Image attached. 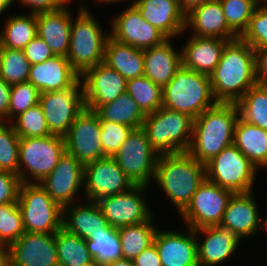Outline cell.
Instances as JSON below:
<instances>
[{"instance_id":"cell-1","label":"cell","mask_w":267,"mask_h":266,"mask_svg":"<svg viewBox=\"0 0 267 266\" xmlns=\"http://www.w3.org/2000/svg\"><path fill=\"white\" fill-rule=\"evenodd\" d=\"M209 77L213 96L218 103H237L258 84L254 48L240 37L228 41Z\"/></svg>"},{"instance_id":"cell-2","label":"cell","mask_w":267,"mask_h":266,"mask_svg":"<svg viewBox=\"0 0 267 266\" xmlns=\"http://www.w3.org/2000/svg\"><path fill=\"white\" fill-rule=\"evenodd\" d=\"M239 118L236 103H217L194 119L193 132L187 152L206 164L224 148L233 144L234 130Z\"/></svg>"},{"instance_id":"cell-3","label":"cell","mask_w":267,"mask_h":266,"mask_svg":"<svg viewBox=\"0 0 267 266\" xmlns=\"http://www.w3.org/2000/svg\"><path fill=\"white\" fill-rule=\"evenodd\" d=\"M153 179L180 214L206 179L205 164L188 152L160 154Z\"/></svg>"},{"instance_id":"cell-4","label":"cell","mask_w":267,"mask_h":266,"mask_svg":"<svg viewBox=\"0 0 267 266\" xmlns=\"http://www.w3.org/2000/svg\"><path fill=\"white\" fill-rule=\"evenodd\" d=\"M162 93V107L194 119L218 103L212 93L210 77L183 66L162 88Z\"/></svg>"},{"instance_id":"cell-5","label":"cell","mask_w":267,"mask_h":266,"mask_svg":"<svg viewBox=\"0 0 267 266\" xmlns=\"http://www.w3.org/2000/svg\"><path fill=\"white\" fill-rule=\"evenodd\" d=\"M87 8L80 4L76 18L72 19L69 52L66 56L80 76L103 62L105 44L110 36Z\"/></svg>"},{"instance_id":"cell-6","label":"cell","mask_w":267,"mask_h":266,"mask_svg":"<svg viewBox=\"0 0 267 266\" xmlns=\"http://www.w3.org/2000/svg\"><path fill=\"white\" fill-rule=\"evenodd\" d=\"M194 118L188 114L160 107L147 114L142 124L150 145L160 154L187 152Z\"/></svg>"},{"instance_id":"cell-7","label":"cell","mask_w":267,"mask_h":266,"mask_svg":"<svg viewBox=\"0 0 267 266\" xmlns=\"http://www.w3.org/2000/svg\"><path fill=\"white\" fill-rule=\"evenodd\" d=\"M65 152L62 136L20 138L18 177L21 183H40Z\"/></svg>"},{"instance_id":"cell-8","label":"cell","mask_w":267,"mask_h":266,"mask_svg":"<svg viewBox=\"0 0 267 266\" xmlns=\"http://www.w3.org/2000/svg\"><path fill=\"white\" fill-rule=\"evenodd\" d=\"M17 203L26 232L55 234L62 228L63 208L39 183H21Z\"/></svg>"},{"instance_id":"cell-9","label":"cell","mask_w":267,"mask_h":266,"mask_svg":"<svg viewBox=\"0 0 267 266\" xmlns=\"http://www.w3.org/2000/svg\"><path fill=\"white\" fill-rule=\"evenodd\" d=\"M206 179L235 193L253 192L257 168L234 145L205 164Z\"/></svg>"},{"instance_id":"cell-10","label":"cell","mask_w":267,"mask_h":266,"mask_svg":"<svg viewBox=\"0 0 267 266\" xmlns=\"http://www.w3.org/2000/svg\"><path fill=\"white\" fill-rule=\"evenodd\" d=\"M158 157L142 128L133 129L113 156L132 184L142 186L154 178Z\"/></svg>"},{"instance_id":"cell-11","label":"cell","mask_w":267,"mask_h":266,"mask_svg":"<svg viewBox=\"0 0 267 266\" xmlns=\"http://www.w3.org/2000/svg\"><path fill=\"white\" fill-rule=\"evenodd\" d=\"M234 193L205 179L180 213L186 227L194 230L220 225L229 199Z\"/></svg>"},{"instance_id":"cell-12","label":"cell","mask_w":267,"mask_h":266,"mask_svg":"<svg viewBox=\"0 0 267 266\" xmlns=\"http://www.w3.org/2000/svg\"><path fill=\"white\" fill-rule=\"evenodd\" d=\"M39 104L51 134L64 137L85 109L81 78L70 88L40 93Z\"/></svg>"},{"instance_id":"cell-13","label":"cell","mask_w":267,"mask_h":266,"mask_svg":"<svg viewBox=\"0 0 267 266\" xmlns=\"http://www.w3.org/2000/svg\"><path fill=\"white\" fill-rule=\"evenodd\" d=\"M146 188L148 186L134 185L127 192L106 196L96 201L111 227L136 225L153 217L151 207L145 199Z\"/></svg>"},{"instance_id":"cell-14","label":"cell","mask_w":267,"mask_h":266,"mask_svg":"<svg viewBox=\"0 0 267 266\" xmlns=\"http://www.w3.org/2000/svg\"><path fill=\"white\" fill-rule=\"evenodd\" d=\"M99 115L85 108L64 136L66 152L82 165L106 157L101 147Z\"/></svg>"},{"instance_id":"cell-15","label":"cell","mask_w":267,"mask_h":266,"mask_svg":"<svg viewBox=\"0 0 267 266\" xmlns=\"http://www.w3.org/2000/svg\"><path fill=\"white\" fill-rule=\"evenodd\" d=\"M133 186L113 157L106 156L84 165V200L96 202L127 192Z\"/></svg>"},{"instance_id":"cell-16","label":"cell","mask_w":267,"mask_h":266,"mask_svg":"<svg viewBox=\"0 0 267 266\" xmlns=\"http://www.w3.org/2000/svg\"><path fill=\"white\" fill-rule=\"evenodd\" d=\"M111 19L110 37L137 49L146 50L168 39L156 27L144 20L132 4Z\"/></svg>"},{"instance_id":"cell-17","label":"cell","mask_w":267,"mask_h":266,"mask_svg":"<svg viewBox=\"0 0 267 266\" xmlns=\"http://www.w3.org/2000/svg\"><path fill=\"white\" fill-rule=\"evenodd\" d=\"M39 184L62 208L71 205L75 203L81 187H84V165L65 152L52 172Z\"/></svg>"},{"instance_id":"cell-18","label":"cell","mask_w":267,"mask_h":266,"mask_svg":"<svg viewBox=\"0 0 267 266\" xmlns=\"http://www.w3.org/2000/svg\"><path fill=\"white\" fill-rule=\"evenodd\" d=\"M81 81L85 108L92 111L126 92L127 80L103 62L88 69L81 76Z\"/></svg>"},{"instance_id":"cell-19","label":"cell","mask_w":267,"mask_h":266,"mask_svg":"<svg viewBox=\"0 0 267 266\" xmlns=\"http://www.w3.org/2000/svg\"><path fill=\"white\" fill-rule=\"evenodd\" d=\"M186 228V233L157 229L153 243L162 266H199L194 229Z\"/></svg>"},{"instance_id":"cell-20","label":"cell","mask_w":267,"mask_h":266,"mask_svg":"<svg viewBox=\"0 0 267 266\" xmlns=\"http://www.w3.org/2000/svg\"><path fill=\"white\" fill-rule=\"evenodd\" d=\"M11 266H59L55 234L25 232L10 245Z\"/></svg>"},{"instance_id":"cell-21","label":"cell","mask_w":267,"mask_h":266,"mask_svg":"<svg viewBox=\"0 0 267 266\" xmlns=\"http://www.w3.org/2000/svg\"><path fill=\"white\" fill-rule=\"evenodd\" d=\"M141 17L167 38L173 39L185 31L186 15L179 0H135L131 3Z\"/></svg>"},{"instance_id":"cell-22","label":"cell","mask_w":267,"mask_h":266,"mask_svg":"<svg viewBox=\"0 0 267 266\" xmlns=\"http://www.w3.org/2000/svg\"><path fill=\"white\" fill-rule=\"evenodd\" d=\"M253 194L254 192L233 194L220 223V226L233 232L240 240L255 236L261 227L262 215L259 214Z\"/></svg>"},{"instance_id":"cell-23","label":"cell","mask_w":267,"mask_h":266,"mask_svg":"<svg viewBox=\"0 0 267 266\" xmlns=\"http://www.w3.org/2000/svg\"><path fill=\"white\" fill-rule=\"evenodd\" d=\"M77 201L63 207L62 228L84 240H92L101 233H106L111 226L94 201Z\"/></svg>"},{"instance_id":"cell-24","label":"cell","mask_w":267,"mask_h":266,"mask_svg":"<svg viewBox=\"0 0 267 266\" xmlns=\"http://www.w3.org/2000/svg\"><path fill=\"white\" fill-rule=\"evenodd\" d=\"M197 240L199 266H215L226 262L237 251L240 239L230 230L218 225L194 230ZM205 235L204 240L200 235Z\"/></svg>"},{"instance_id":"cell-25","label":"cell","mask_w":267,"mask_h":266,"mask_svg":"<svg viewBox=\"0 0 267 266\" xmlns=\"http://www.w3.org/2000/svg\"><path fill=\"white\" fill-rule=\"evenodd\" d=\"M80 78L65 56L55 55L42 63L31 65L28 81L43 93L70 88Z\"/></svg>"},{"instance_id":"cell-26","label":"cell","mask_w":267,"mask_h":266,"mask_svg":"<svg viewBox=\"0 0 267 266\" xmlns=\"http://www.w3.org/2000/svg\"><path fill=\"white\" fill-rule=\"evenodd\" d=\"M193 36L234 40L238 36L228 27L220 0H211L186 15L185 31Z\"/></svg>"},{"instance_id":"cell-27","label":"cell","mask_w":267,"mask_h":266,"mask_svg":"<svg viewBox=\"0 0 267 266\" xmlns=\"http://www.w3.org/2000/svg\"><path fill=\"white\" fill-rule=\"evenodd\" d=\"M228 41L191 35L181 48L182 66L209 76L218 65Z\"/></svg>"},{"instance_id":"cell-28","label":"cell","mask_w":267,"mask_h":266,"mask_svg":"<svg viewBox=\"0 0 267 266\" xmlns=\"http://www.w3.org/2000/svg\"><path fill=\"white\" fill-rule=\"evenodd\" d=\"M72 19L67 6L36 14L37 35L46 42L54 55H68Z\"/></svg>"},{"instance_id":"cell-29","label":"cell","mask_w":267,"mask_h":266,"mask_svg":"<svg viewBox=\"0 0 267 266\" xmlns=\"http://www.w3.org/2000/svg\"><path fill=\"white\" fill-rule=\"evenodd\" d=\"M172 42L168 38L158 46L143 50L144 75L162 88L182 66L181 51L177 52Z\"/></svg>"},{"instance_id":"cell-30","label":"cell","mask_w":267,"mask_h":266,"mask_svg":"<svg viewBox=\"0 0 267 266\" xmlns=\"http://www.w3.org/2000/svg\"><path fill=\"white\" fill-rule=\"evenodd\" d=\"M103 63L120 73L126 80L144 75L143 50L120 43L110 36L105 44Z\"/></svg>"},{"instance_id":"cell-31","label":"cell","mask_w":267,"mask_h":266,"mask_svg":"<svg viewBox=\"0 0 267 266\" xmlns=\"http://www.w3.org/2000/svg\"><path fill=\"white\" fill-rule=\"evenodd\" d=\"M233 144L258 169L267 168V130L238 118Z\"/></svg>"},{"instance_id":"cell-32","label":"cell","mask_w":267,"mask_h":266,"mask_svg":"<svg viewBox=\"0 0 267 266\" xmlns=\"http://www.w3.org/2000/svg\"><path fill=\"white\" fill-rule=\"evenodd\" d=\"M0 30V47L23 50L37 35L36 14H15L4 19Z\"/></svg>"},{"instance_id":"cell-33","label":"cell","mask_w":267,"mask_h":266,"mask_svg":"<svg viewBox=\"0 0 267 266\" xmlns=\"http://www.w3.org/2000/svg\"><path fill=\"white\" fill-rule=\"evenodd\" d=\"M102 120L141 128L146 115L130 95L125 92L114 101L101 105L95 111Z\"/></svg>"},{"instance_id":"cell-34","label":"cell","mask_w":267,"mask_h":266,"mask_svg":"<svg viewBox=\"0 0 267 266\" xmlns=\"http://www.w3.org/2000/svg\"><path fill=\"white\" fill-rule=\"evenodd\" d=\"M152 217L150 220L136 225L117 228L122 248V258L134 260L143 250L153 244L157 231Z\"/></svg>"},{"instance_id":"cell-35","label":"cell","mask_w":267,"mask_h":266,"mask_svg":"<svg viewBox=\"0 0 267 266\" xmlns=\"http://www.w3.org/2000/svg\"><path fill=\"white\" fill-rule=\"evenodd\" d=\"M55 244L59 266H85L94 261L85 240L64 228L55 233Z\"/></svg>"},{"instance_id":"cell-36","label":"cell","mask_w":267,"mask_h":266,"mask_svg":"<svg viewBox=\"0 0 267 266\" xmlns=\"http://www.w3.org/2000/svg\"><path fill=\"white\" fill-rule=\"evenodd\" d=\"M236 105L242 120L267 130V85L256 84Z\"/></svg>"},{"instance_id":"cell-37","label":"cell","mask_w":267,"mask_h":266,"mask_svg":"<svg viewBox=\"0 0 267 266\" xmlns=\"http://www.w3.org/2000/svg\"><path fill=\"white\" fill-rule=\"evenodd\" d=\"M126 92L147 115L162 107V87L145 75L127 80Z\"/></svg>"},{"instance_id":"cell-38","label":"cell","mask_w":267,"mask_h":266,"mask_svg":"<svg viewBox=\"0 0 267 266\" xmlns=\"http://www.w3.org/2000/svg\"><path fill=\"white\" fill-rule=\"evenodd\" d=\"M31 64L23 50L0 47V77L9 85L28 81Z\"/></svg>"},{"instance_id":"cell-39","label":"cell","mask_w":267,"mask_h":266,"mask_svg":"<svg viewBox=\"0 0 267 266\" xmlns=\"http://www.w3.org/2000/svg\"><path fill=\"white\" fill-rule=\"evenodd\" d=\"M93 260L100 265L122 258V248L117 228L111 227L106 233L96 235L92 240H85Z\"/></svg>"},{"instance_id":"cell-40","label":"cell","mask_w":267,"mask_h":266,"mask_svg":"<svg viewBox=\"0 0 267 266\" xmlns=\"http://www.w3.org/2000/svg\"><path fill=\"white\" fill-rule=\"evenodd\" d=\"M10 123L20 138L46 137L52 135L48 129L41 105L38 103Z\"/></svg>"},{"instance_id":"cell-41","label":"cell","mask_w":267,"mask_h":266,"mask_svg":"<svg viewBox=\"0 0 267 266\" xmlns=\"http://www.w3.org/2000/svg\"><path fill=\"white\" fill-rule=\"evenodd\" d=\"M228 27L240 37L258 6L257 0H220Z\"/></svg>"},{"instance_id":"cell-42","label":"cell","mask_w":267,"mask_h":266,"mask_svg":"<svg viewBox=\"0 0 267 266\" xmlns=\"http://www.w3.org/2000/svg\"><path fill=\"white\" fill-rule=\"evenodd\" d=\"M20 137L10 122L0 121V170L18 175Z\"/></svg>"},{"instance_id":"cell-43","label":"cell","mask_w":267,"mask_h":266,"mask_svg":"<svg viewBox=\"0 0 267 266\" xmlns=\"http://www.w3.org/2000/svg\"><path fill=\"white\" fill-rule=\"evenodd\" d=\"M25 232L18 203L0 205V242L10 246Z\"/></svg>"},{"instance_id":"cell-44","label":"cell","mask_w":267,"mask_h":266,"mask_svg":"<svg viewBox=\"0 0 267 266\" xmlns=\"http://www.w3.org/2000/svg\"><path fill=\"white\" fill-rule=\"evenodd\" d=\"M40 91L29 81L12 85L9 104V121L39 103Z\"/></svg>"},{"instance_id":"cell-45","label":"cell","mask_w":267,"mask_h":266,"mask_svg":"<svg viewBox=\"0 0 267 266\" xmlns=\"http://www.w3.org/2000/svg\"><path fill=\"white\" fill-rule=\"evenodd\" d=\"M240 38L254 49H267V6L256 7Z\"/></svg>"},{"instance_id":"cell-46","label":"cell","mask_w":267,"mask_h":266,"mask_svg":"<svg viewBox=\"0 0 267 266\" xmlns=\"http://www.w3.org/2000/svg\"><path fill=\"white\" fill-rule=\"evenodd\" d=\"M99 122L101 125V147L104 155L113 157L134 128L102 120L100 117Z\"/></svg>"},{"instance_id":"cell-47","label":"cell","mask_w":267,"mask_h":266,"mask_svg":"<svg viewBox=\"0 0 267 266\" xmlns=\"http://www.w3.org/2000/svg\"><path fill=\"white\" fill-rule=\"evenodd\" d=\"M20 185L18 175L0 170V205L16 203Z\"/></svg>"},{"instance_id":"cell-48","label":"cell","mask_w":267,"mask_h":266,"mask_svg":"<svg viewBox=\"0 0 267 266\" xmlns=\"http://www.w3.org/2000/svg\"><path fill=\"white\" fill-rule=\"evenodd\" d=\"M23 52L31 65L42 63L55 56L46 42L38 35L26 45Z\"/></svg>"},{"instance_id":"cell-49","label":"cell","mask_w":267,"mask_h":266,"mask_svg":"<svg viewBox=\"0 0 267 266\" xmlns=\"http://www.w3.org/2000/svg\"><path fill=\"white\" fill-rule=\"evenodd\" d=\"M17 1V2H16ZM14 0V3H19L21 6L28 7L30 13L38 14L61 9L64 5L60 0Z\"/></svg>"},{"instance_id":"cell-50","label":"cell","mask_w":267,"mask_h":266,"mask_svg":"<svg viewBox=\"0 0 267 266\" xmlns=\"http://www.w3.org/2000/svg\"><path fill=\"white\" fill-rule=\"evenodd\" d=\"M132 262L134 266H162L154 243L136 256Z\"/></svg>"},{"instance_id":"cell-51","label":"cell","mask_w":267,"mask_h":266,"mask_svg":"<svg viewBox=\"0 0 267 266\" xmlns=\"http://www.w3.org/2000/svg\"><path fill=\"white\" fill-rule=\"evenodd\" d=\"M256 77L259 84L267 85V49H254Z\"/></svg>"},{"instance_id":"cell-52","label":"cell","mask_w":267,"mask_h":266,"mask_svg":"<svg viewBox=\"0 0 267 266\" xmlns=\"http://www.w3.org/2000/svg\"><path fill=\"white\" fill-rule=\"evenodd\" d=\"M12 86L7 84L0 77V121L8 122L9 120V104L10 92Z\"/></svg>"},{"instance_id":"cell-53","label":"cell","mask_w":267,"mask_h":266,"mask_svg":"<svg viewBox=\"0 0 267 266\" xmlns=\"http://www.w3.org/2000/svg\"><path fill=\"white\" fill-rule=\"evenodd\" d=\"M211 0H179L180 8L185 15L190 13L193 9L203 5Z\"/></svg>"},{"instance_id":"cell-54","label":"cell","mask_w":267,"mask_h":266,"mask_svg":"<svg viewBox=\"0 0 267 266\" xmlns=\"http://www.w3.org/2000/svg\"><path fill=\"white\" fill-rule=\"evenodd\" d=\"M0 266H11L10 246L0 242Z\"/></svg>"},{"instance_id":"cell-55","label":"cell","mask_w":267,"mask_h":266,"mask_svg":"<svg viewBox=\"0 0 267 266\" xmlns=\"http://www.w3.org/2000/svg\"><path fill=\"white\" fill-rule=\"evenodd\" d=\"M104 266H134V264L131 260L121 258L111 261Z\"/></svg>"},{"instance_id":"cell-56","label":"cell","mask_w":267,"mask_h":266,"mask_svg":"<svg viewBox=\"0 0 267 266\" xmlns=\"http://www.w3.org/2000/svg\"><path fill=\"white\" fill-rule=\"evenodd\" d=\"M14 0H0V15L7 10L8 7L12 5Z\"/></svg>"},{"instance_id":"cell-57","label":"cell","mask_w":267,"mask_h":266,"mask_svg":"<svg viewBox=\"0 0 267 266\" xmlns=\"http://www.w3.org/2000/svg\"><path fill=\"white\" fill-rule=\"evenodd\" d=\"M94 1H95V0H94ZM96 1H99L100 3L103 2V3H107V4H110V3L112 4V3H114V2H116V3H117V2L120 3V1H123V0H96ZM124 1H125V0H124ZM134 1H135V0H133L132 3H133Z\"/></svg>"},{"instance_id":"cell-58","label":"cell","mask_w":267,"mask_h":266,"mask_svg":"<svg viewBox=\"0 0 267 266\" xmlns=\"http://www.w3.org/2000/svg\"><path fill=\"white\" fill-rule=\"evenodd\" d=\"M261 224H262V226L261 227H265L264 229H266V231H267V217H266V220H265V218H263L262 216H261Z\"/></svg>"},{"instance_id":"cell-59","label":"cell","mask_w":267,"mask_h":266,"mask_svg":"<svg viewBox=\"0 0 267 266\" xmlns=\"http://www.w3.org/2000/svg\"><path fill=\"white\" fill-rule=\"evenodd\" d=\"M85 266H103V265H100L98 262H96L95 260Z\"/></svg>"},{"instance_id":"cell-60","label":"cell","mask_w":267,"mask_h":266,"mask_svg":"<svg viewBox=\"0 0 267 266\" xmlns=\"http://www.w3.org/2000/svg\"><path fill=\"white\" fill-rule=\"evenodd\" d=\"M64 6H68V3L71 4L72 0H60Z\"/></svg>"},{"instance_id":"cell-61","label":"cell","mask_w":267,"mask_h":266,"mask_svg":"<svg viewBox=\"0 0 267 266\" xmlns=\"http://www.w3.org/2000/svg\"><path fill=\"white\" fill-rule=\"evenodd\" d=\"M257 2H258V5H263V6H267V0H257ZM264 3V4H261V3Z\"/></svg>"}]
</instances>
